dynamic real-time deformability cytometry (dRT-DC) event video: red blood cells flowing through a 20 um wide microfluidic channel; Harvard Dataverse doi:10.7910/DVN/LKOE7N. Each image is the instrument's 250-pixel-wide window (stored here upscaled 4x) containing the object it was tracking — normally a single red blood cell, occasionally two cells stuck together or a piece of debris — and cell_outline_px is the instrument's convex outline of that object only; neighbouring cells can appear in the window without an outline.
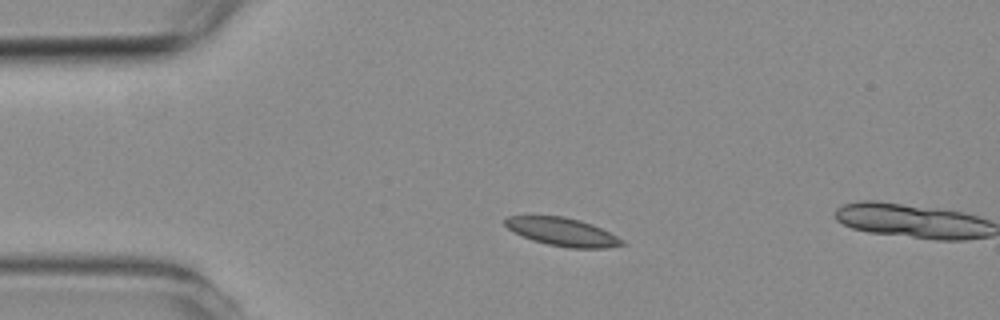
{"species": "common noctule bat (a hibernating species)", "species_latin": "Nyctalus noctula", "temperature_condition": "room temperature", "stored_images_in_passage": 3, "camera_frame_rate_fps": 3000, "um_per_image_px": 0.085, "animal": {"sex": "female", "body_mass_g": 19.3, "forearm_length_mm": 54.1}, "frame": {"image": 1, "passage_image": 2, "time_ms": 2.0, "image_size_px": [1000, 320], "cell_outline_px": [[628, 244], [608, 248], [568, 248], [548, 244], [532, 240], [512, 232], [504, 224], [504, 220], [508, 216], [528, 212], [564, 216], [580, 220], [592, 224], [624, 240]], "centroid_in_image_um": [47.71, 19.66], "position_along_channel_um": 37.3, "area_um2": 20.06}}